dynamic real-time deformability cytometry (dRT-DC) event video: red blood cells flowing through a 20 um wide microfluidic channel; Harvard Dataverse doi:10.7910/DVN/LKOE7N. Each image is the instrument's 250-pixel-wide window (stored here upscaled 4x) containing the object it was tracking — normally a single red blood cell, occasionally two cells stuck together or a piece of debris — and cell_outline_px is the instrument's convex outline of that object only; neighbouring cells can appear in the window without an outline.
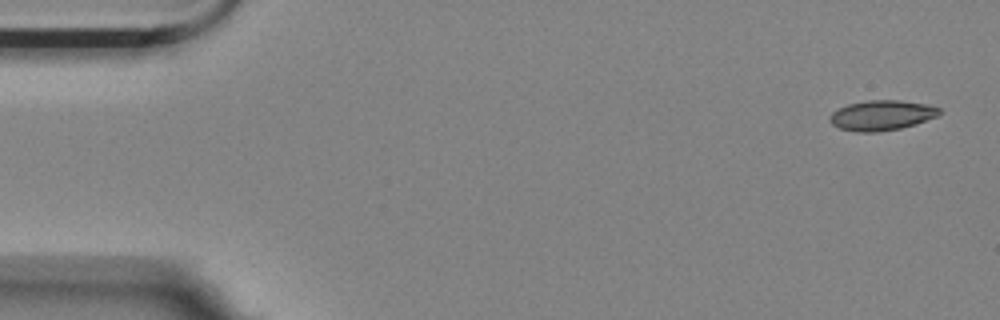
{"species": "Egyptian fruit bat (a non-hibernating species)", "species_latin": "Rousettus aegyptiacus", "temperature_condition": "room temperature", "stored_images_in_passage": 5, "camera_frame_rate_fps": 3000, "um_per_image_px": 0.085, "animal": {"sex": "female"}, "frame": {"image": 1, "passage_image": 1, "time_ms": 0.0, "image_size_px": [1000, 320], "cell_outline_px": [[940, 116], [916, 124], [900, 128], [876, 132], [856, 132], [840, 128], [832, 124], [828, 120], [828, 116], [832, 112], [848, 104], [868, 100], [900, 100], [924, 104], [940, 108]], "centroid_in_image_um": [74.94, 9.8], "position_along_channel_um": 10.1, "area_um2": 19.25}}
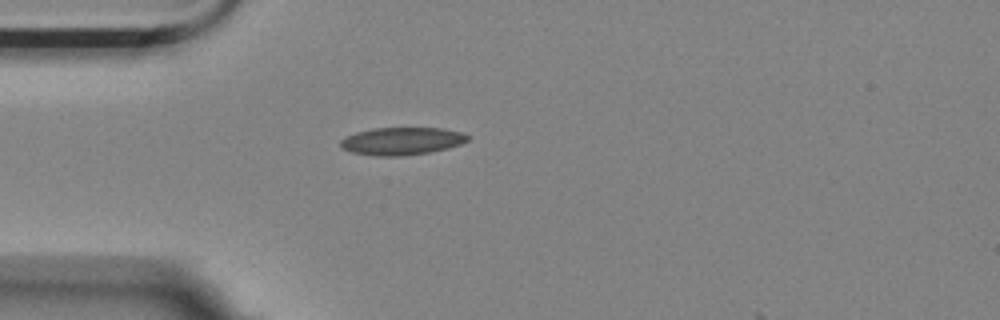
{"frame": {"image": 2, "passage_image": 4, "time_ms": 1.0, "image_size_px": [1000, 320], "cell_outline_px": [[468, 140], [460, 144], [448, 148], [428, 152], [400, 156], [376, 156], [352, 152], [340, 148], [340, 140], [356, 132], [372, 128], [444, 128], [460, 132], [468, 136]], "centroid_in_image_um": [34.12, 11.99], "position_along_channel_um": 50.9, "area_um2": 20.35}}